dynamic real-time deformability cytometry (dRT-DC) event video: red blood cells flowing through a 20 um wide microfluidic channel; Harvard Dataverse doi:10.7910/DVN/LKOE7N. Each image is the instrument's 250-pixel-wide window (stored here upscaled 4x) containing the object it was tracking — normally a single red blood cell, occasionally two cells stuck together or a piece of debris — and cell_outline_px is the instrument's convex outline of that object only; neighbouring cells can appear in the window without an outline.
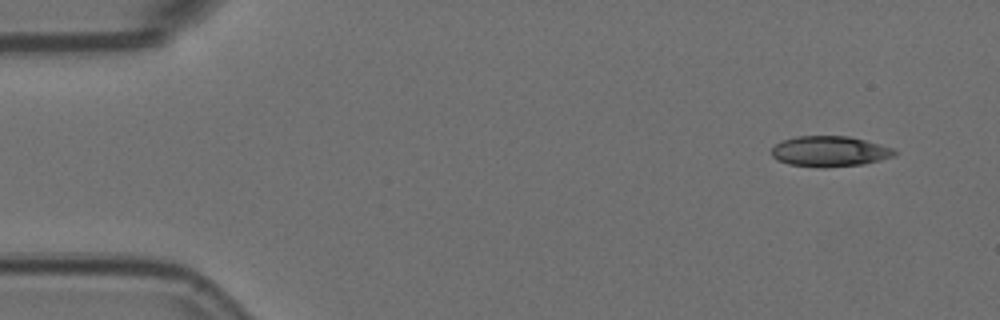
{"species": "Egyptian fruit bat (a non-hibernating species)", "species_latin": "Rousettus aegyptiacus", "temperature_condition": "room temperature", "stored_images_in_passage": 4, "camera_frame_rate_fps": 3000, "um_per_image_px": 0.085, "animal": {"sex": "female"}, "frame": {"image": 1, "passage_image": 1, "time_ms": 0.0, "image_size_px": [1000, 320], "cell_outline_px": [[896, 156], [864, 164], [824, 168], [820, 168], [788, 164], [776, 160], [772, 156], [772, 148], [776, 144], [784, 140], [796, 136], [848, 136], [880, 144], [892, 148], [896, 152]], "centroid_in_image_um": [70.52, 12.88], "position_along_channel_um": 14.5, "area_um2": 21.96}}
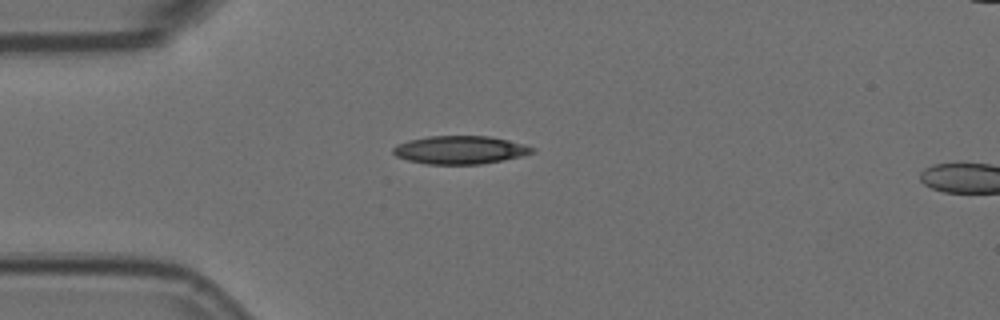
{"frame": {"image": 2, "passage_image": 3, "time_ms": 0.667, "image_size_px": [1000, 320], "cell_outline_px": [[536, 148], [532, 152], [520, 156], [504, 160], [480, 164], [428, 164], [408, 160], [396, 156], [392, 152], [392, 148], [396, 144], [408, 140], [428, 136], [488, 136], [508, 140], [524, 144]], "centroid_in_image_um": [39.07, 12.74], "position_along_channel_um": 45.9, "area_um2": 22.77}}